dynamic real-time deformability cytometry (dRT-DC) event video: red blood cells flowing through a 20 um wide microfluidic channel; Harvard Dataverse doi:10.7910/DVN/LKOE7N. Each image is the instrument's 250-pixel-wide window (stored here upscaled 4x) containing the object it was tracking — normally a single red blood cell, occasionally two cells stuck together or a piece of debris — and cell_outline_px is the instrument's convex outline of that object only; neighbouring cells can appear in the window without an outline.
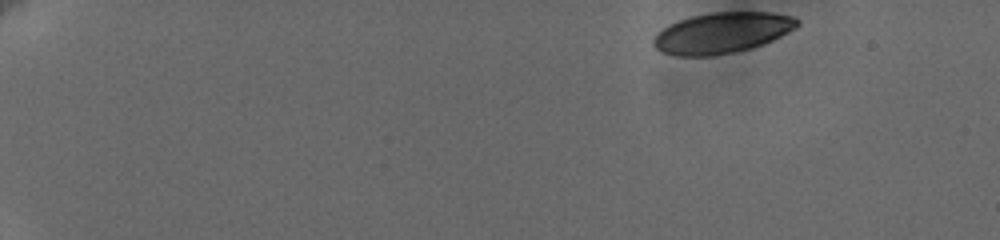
{"species": "human", "species_latin": "Homo sapiens", "temperature_condition": "cold", "stored_images_in_passage": 53, "camera_frame_rate_fps": 3000, "um_per_image_px": 0.085, "donor": {"sex": "female"}, "frame": {"image": 1, "passage_image": 1, "time_ms": 0.0, "image_size_px": [1000, 240], "cell_outline_px": [[800, 24], [780, 36], [772, 40], [752, 48], [732, 52], [708, 56], [676, 56], [660, 52], [652, 44], [652, 40], [668, 24], [692, 16], [712, 12], [772, 12], [792, 16], [800, 20]], "centroid_in_image_um": [61.36, 2.79], "position_along_channel_um": 23.6, "area_um2": 33.99}}
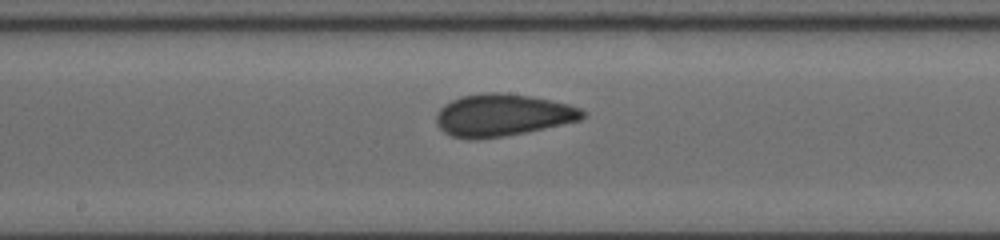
{"frame": {"image": 2, "passage_image": 28, "time_ms": 9.0, "image_size_px": [1000, 240], "cell_outline_px": [[584, 116], [580, 120], [544, 128], [504, 136], [452, 136], [444, 132], [436, 124], [436, 112], [444, 104], [460, 96], [488, 92], [500, 92], [528, 96], [568, 104], [580, 108], [584, 112]], "centroid_in_image_um": [42.7, 9.75], "position_along_channel_um": 205.5, "area_um2": 34.97}}
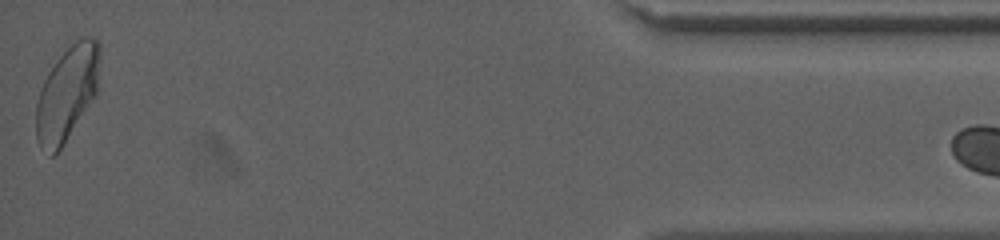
{"frame": {"image": 3, "passage_image": 52, "time_ms": 17.0, "image_size_px": [1000, 240], "cell_outline_px": [[100, 60], [96, 96], [56, 156], [52, 156], [40, 144], [36, 136], [36, 104], [40, 88], [48, 72], [68, 40], [84, 36], [92, 36], [100, 44]], "centroid_in_image_um": [5.72, 7.85], "position_along_channel_um": 429.5, "area_um2": 35.95}}